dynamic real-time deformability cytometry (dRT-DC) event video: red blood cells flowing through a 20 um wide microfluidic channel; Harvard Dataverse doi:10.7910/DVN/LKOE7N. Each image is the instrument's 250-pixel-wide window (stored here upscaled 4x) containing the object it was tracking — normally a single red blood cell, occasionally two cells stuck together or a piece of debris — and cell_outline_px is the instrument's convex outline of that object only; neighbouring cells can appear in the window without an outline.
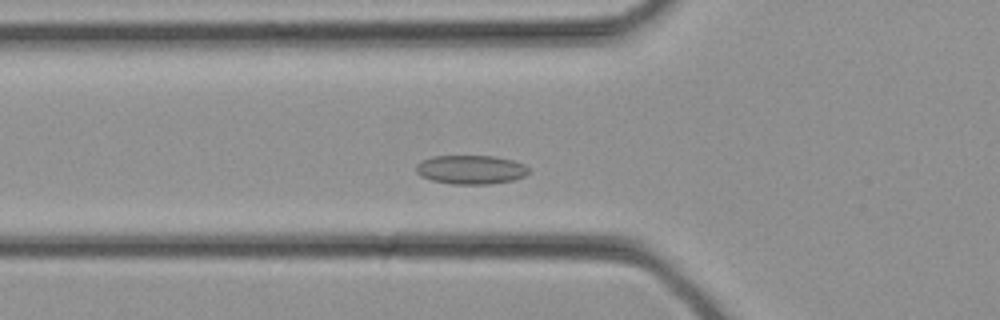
{"species": "common noctule bat (a hibernating species)", "species_latin": "Nyctalus noctula", "temperature_condition": "cold", "stored_images_in_passage": 28, "camera_frame_rate_fps": 3000, "um_per_image_px": 0.085, "animal": {"sex": "female", "body_mass_g": 21.9}, "frame": {"image": 1, "passage_image": 6, "time_ms": 1.667, "image_size_px": [1000, 320], "cell_outline_px": [[528, 172], [524, 176], [512, 180], [488, 184], [452, 184], [432, 180], [420, 176], [416, 172], [416, 164], [432, 156], [492, 156], [512, 160], [524, 164], [528, 168]], "centroid_in_image_um": [40.0, 14.42], "position_along_channel_um": 85.8, "area_um2": 18.84}}
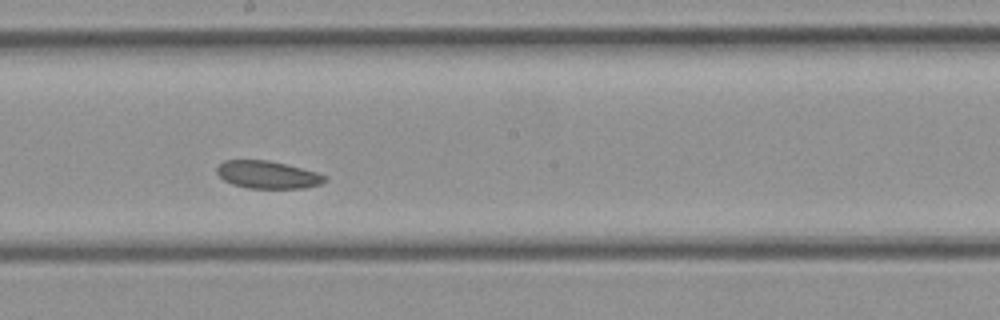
{"frame": {"image": 2, "passage_image": 13, "time_ms": 4.0, "image_size_px": [1000, 320], "cell_outline_px": [[328, 180], [320, 184], [304, 188], [248, 188], [232, 184], [224, 180], [216, 172], [216, 168], [224, 160], [268, 160], [288, 164], [316, 172], [328, 176]], "centroid_in_image_um": [22.77, 14.85], "position_along_channel_um": 225.4, "area_um2": 17.46}}
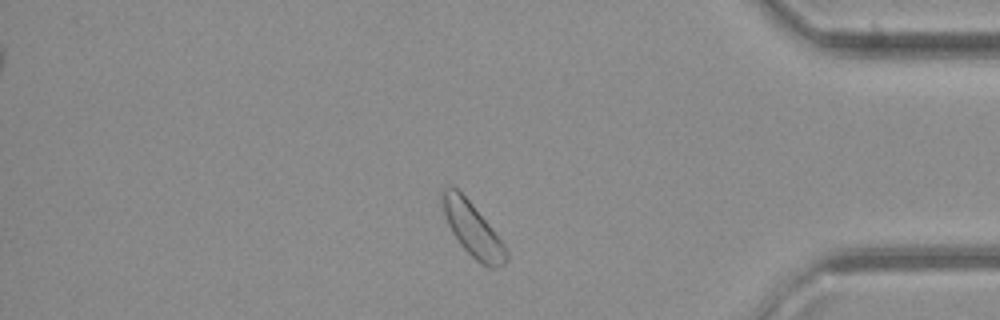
{"frame": {"image": 3, "passage_image": 23, "time_ms": 7.333, "image_size_px": [1000, 320], "cell_outline_px": [[508, 260], [504, 264], [492, 268], [476, 260], [460, 244], [452, 232], [444, 216], [440, 204], [440, 188], [448, 184], [452, 184], [472, 204], [508, 248]], "centroid_in_image_um": [40.12, 19.43], "position_along_channel_um": 395.1, "area_um2": 20.17}}